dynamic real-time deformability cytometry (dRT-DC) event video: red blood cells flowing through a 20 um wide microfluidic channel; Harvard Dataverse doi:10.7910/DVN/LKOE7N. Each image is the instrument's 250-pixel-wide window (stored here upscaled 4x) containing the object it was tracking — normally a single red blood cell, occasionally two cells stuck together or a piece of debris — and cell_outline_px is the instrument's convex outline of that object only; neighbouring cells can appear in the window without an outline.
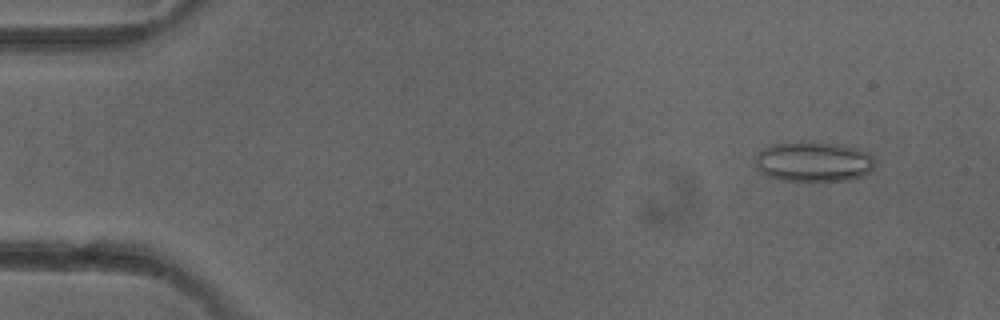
{"species": "common noctule bat (a hibernating species)", "species_latin": "Nyctalus noctula", "temperature_condition": "cold", "stored_images_in_passage": 6, "segment_of_instrument_passage": [2, 2], "camera_frame_rate_fps": 3000, "um_per_image_px": 0.085, "animal": {"sex": "female"}, "frame": {"image": 1, "passage_image": 6, "time_ms": 5.667, "image_size_px": [1000, 320], "cell_outline_px": [[876, 164], [872, 172], [864, 176], [848, 180], [780, 180], [768, 176], [760, 172], [756, 168], [756, 156], [760, 152], [772, 144], [836, 144], [856, 148], [868, 152], [876, 160]], "centroid_in_image_um": [69.22, 13.79], "position_along_channel_um": 15.8, "area_um2": 27.34}}